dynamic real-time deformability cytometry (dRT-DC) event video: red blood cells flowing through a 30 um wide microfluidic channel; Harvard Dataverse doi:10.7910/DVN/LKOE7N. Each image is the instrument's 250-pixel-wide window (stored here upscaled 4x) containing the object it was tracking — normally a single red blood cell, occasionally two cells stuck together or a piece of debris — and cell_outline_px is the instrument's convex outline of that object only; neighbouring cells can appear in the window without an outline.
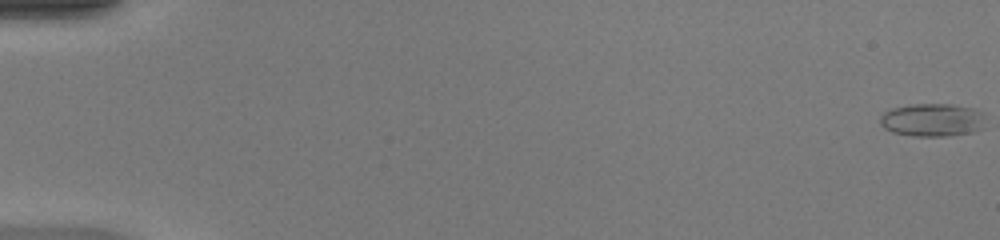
{"species": "common noctule bat (a hibernating species)", "species_latin": "Nyctalus noctula", "temperature_condition": "warm", "stored_images_in_passage": 50, "camera_frame_rate_fps": 3000, "um_per_image_px": 0.085, "animal": {"sex": "female", "body_mass_g": 20.0, "forearm_length_mm": 54.0}, "frame": {"image": 1, "passage_image": 1, "time_ms": 0.0, "image_size_px": [1000, 240], "cell_outline_px": [[984, 128], [972, 132], [948, 136], [912, 136], [892, 132], [884, 128], [880, 124], [880, 116], [884, 112], [892, 108], [908, 104], [952, 104], [972, 108], [984, 112]], "centroid_in_image_um": [79.25, 10.19], "position_along_channel_um": 5.7, "area_um2": 20.58}}
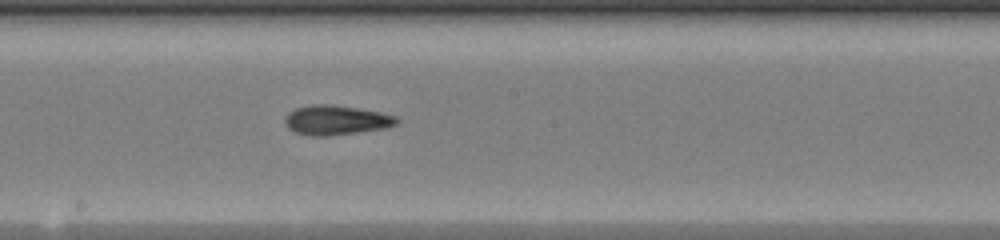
{"frame": {"image": 2, "passage_image": 29, "time_ms": 9.333, "image_size_px": [1000, 240], "cell_outline_px": [[400, 120], [396, 124], [388, 128], [324, 136], [312, 136], [296, 132], [288, 128], [284, 120], [284, 116], [288, 112], [296, 108], [312, 104], [332, 104], [380, 112], [396, 116]], "centroid_in_image_um": [28.56, 10.2], "position_along_channel_um": 219.6, "area_um2": 19.25}}
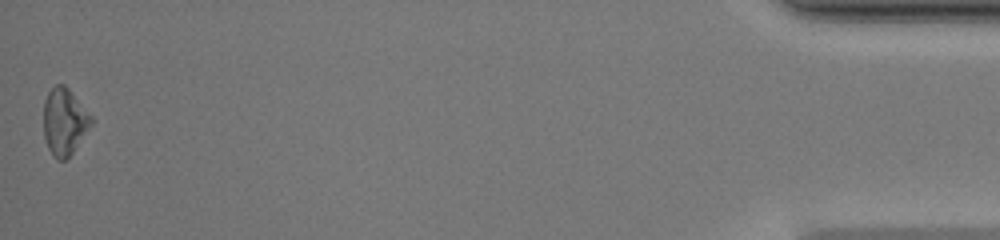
{"frame": {"image": 3, "passage_image": 50, "time_ms": 16.333, "image_size_px": [1000, 240], "cell_outline_px": [[96, 120], [72, 152], [64, 160], [56, 160], [52, 156], [48, 148], [44, 136], [44, 100], [48, 92], [56, 84], [64, 84], [68, 88]], "centroid_in_image_um": [5.49, 10.33], "position_along_channel_um": 429.7, "area_um2": 18.67}, "authors_computed_cell_mechanics": {"area_um2": 18.8717, "velocity_mm_per_s": 4.2699, "shape_relaxation_time_tau1_ms": 5.5547, "shape_relaxation_time_tau2_ms": 1.6247, "deformation_change_tau1": 0.1721, "deformation_change_tau2": 0.0832}}